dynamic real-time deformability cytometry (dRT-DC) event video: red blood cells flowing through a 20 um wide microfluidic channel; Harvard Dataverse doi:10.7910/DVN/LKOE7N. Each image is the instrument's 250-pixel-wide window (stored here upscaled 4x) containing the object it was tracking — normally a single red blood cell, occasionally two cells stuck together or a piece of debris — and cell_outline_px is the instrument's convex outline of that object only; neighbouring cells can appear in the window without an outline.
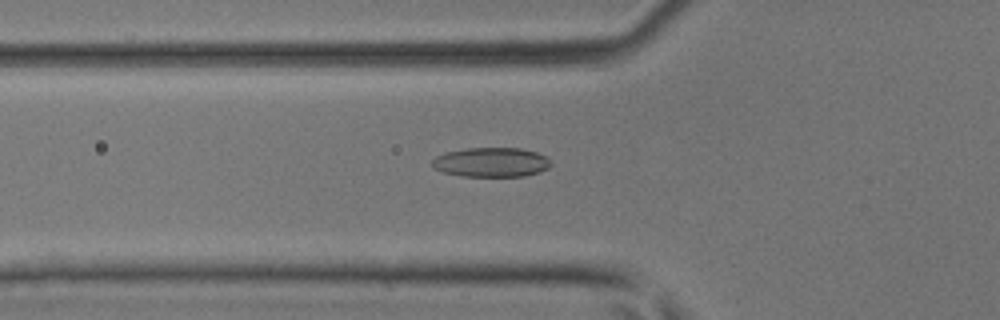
{"species": "common noctule bat (a hibernating species)", "species_latin": "Nyctalus noctula", "temperature_condition": "room temperature", "stored_images_in_passage": 47, "camera_frame_rate_fps": 3000, "um_per_image_px": 0.085, "animal": {"sex": "male", "body_mass_g": 17.9, "forearm_length_mm": 54.2}, "frame": {"image": 1, "passage_image": 17, "time_ms": 5.333, "image_size_px": [1000, 320], "cell_outline_px": [[552, 164], [548, 168], [540, 172], [524, 176], [460, 176], [444, 172], [436, 168], [432, 164], [432, 160], [436, 156], [444, 152], [468, 148], [520, 148], [536, 152], [548, 156]], "centroid_in_image_um": [41.79, 13.78], "position_along_channel_um": 84.0, "area_um2": 20.46}}
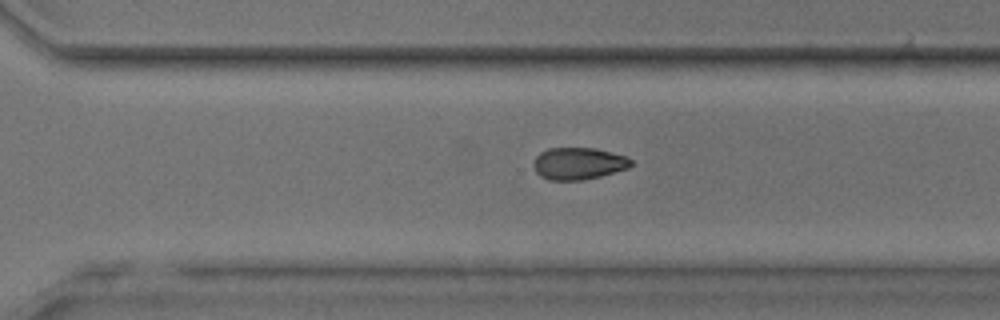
{"frame": {"image": 2, "passage_image": 33, "time_ms": 10.667, "image_size_px": [1000, 320], "cell_outline_px": [[632, 164], [628, 168], [600, 176], [584, 180], [548, 180], [540, 176], [536, 172], [532, 164], [536, 156], [540, 152], [548, 148], [596, 148], [612, 152], [624, 156], [632, 160]], "centroid_in_image_um": [49.14, 13.9], "position_along_channel_um": 321.5, "area_um2": 18.26}}
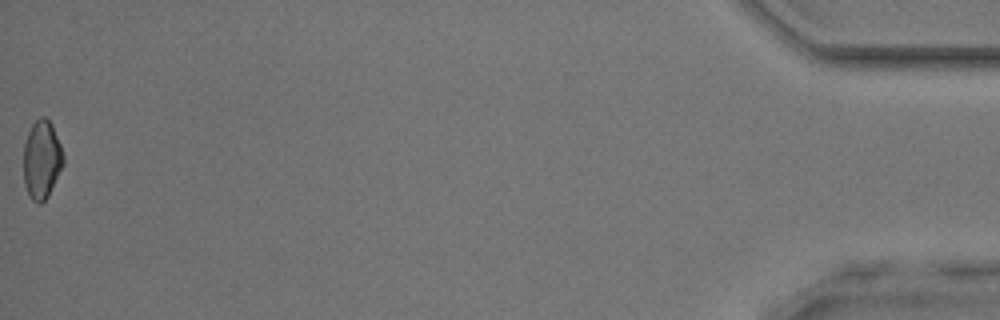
{"frame": {"image": 3, "passage_image": 47, "time_ms": 15.333, "image_size_px": [1000, 320], "cell_outline_px": [[64, 164], [48, 196], [40, 204], [36, 204], [32, 200], [24, 184], [24, 144], [28, 132], [32, 124], [40, 116], [44, 116], [52, 124], [60, 144], [64, 156]], "centroid_in_image_um": [3.55, 13.57], "position_along_channel_um": 431.6, "area_um2": 18.21}}